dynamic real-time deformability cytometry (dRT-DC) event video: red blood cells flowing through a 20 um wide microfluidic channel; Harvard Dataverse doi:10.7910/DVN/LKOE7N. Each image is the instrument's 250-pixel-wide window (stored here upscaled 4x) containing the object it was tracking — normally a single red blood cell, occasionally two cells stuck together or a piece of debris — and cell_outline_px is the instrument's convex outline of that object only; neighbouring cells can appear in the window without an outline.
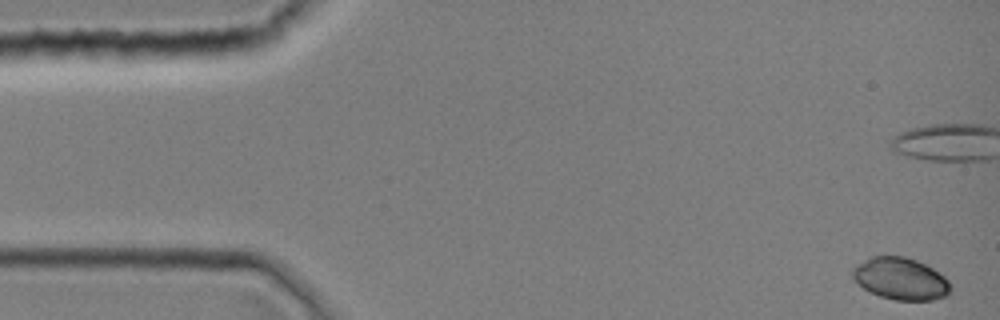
{"species": "common noctule bat (a hibernating species)", "species_latin": "Nyctalus noctula", "temperature_condition": "room temperature", "stored_images_in_passage": 39, "camera_frame_rate_fps": 3000, "um_per_image_px": 0.085, "animal": {"sex": "female", "body_mass_g": 19.0, "forearm_length_mm": 51.5}, "frame": {"image": 1, "passage_image": 1, "time_ms": 0.0, "image_size_px": [1000, 320], "cell_outline_px": [[952, 288], [944, 296], [932, 300], [896, 300], [880, 296], [864, 288], [852, 276], [852, 268], [856, 264], [872, 256], [904, 256], [916, 260], [932, 268], [944, 276], [948, 280]], "centroid_in_image_um": [76.55, 23.68], "position_along_channel_um": 8.5, "area_um2": 23.76}}
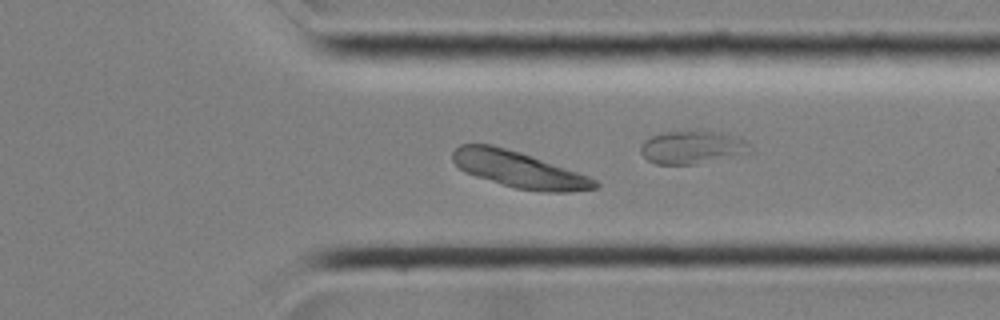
{"frame": {"image": 2, "passage_image": 31, "time_ms": 10.0, "image_size_px": [1000, 320], "cell_outline_px": [[600, 188], [568, 192], [544, 192], [516, 188], [476, 176], [464, 172], [452, 160], [452, 152], [460, 144], [492, 144], [520, 152], [532, 156], [588, 176], [596, 180], [600, 184]], "centroid_in_image_um": [44.11, 14.41], "position_along_channel_um": 367.3, "area_um2": 29.88}}
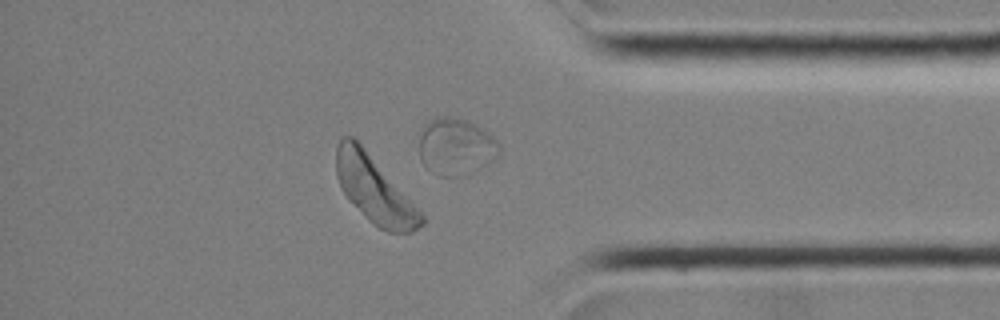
{"frame": {"image": 3, "passage_image": 34, "time_ms": 11.0, "image_size_px": [1000, 320], "cell_outline_px": [[428, 220], [424, 224], [412, 232], [388, 232], [372, 224], [368, 220], [340, 188], [336, 176], [336, 148], [340, 136], [352, 136], [364, 148]], "centroid_in_image_um": [31.81, 16.12], "position_along_channel_um": 403.4, "area_um2": 32.43}}